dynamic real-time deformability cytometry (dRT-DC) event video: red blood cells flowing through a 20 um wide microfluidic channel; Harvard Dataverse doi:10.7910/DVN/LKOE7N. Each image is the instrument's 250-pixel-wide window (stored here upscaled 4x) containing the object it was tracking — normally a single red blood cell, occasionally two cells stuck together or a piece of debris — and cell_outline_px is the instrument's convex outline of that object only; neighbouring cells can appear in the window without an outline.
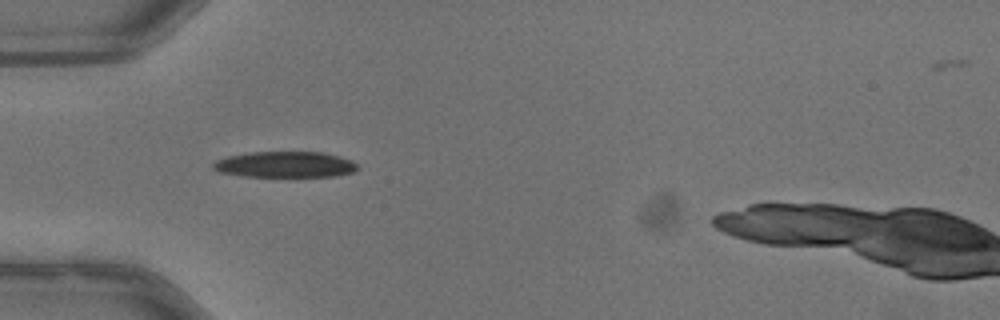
{"species": "common noctule bat (a hibernating species)", "species_latin": "Nyctalus noctula", "temperature_condition": "warm", "stored_images_in_passage": 7, "camera_frame_rate_fps": 3000, "um_per_image_px": 0.085, "animal": {"sex": "male", "body_mass_g": 13.3}, "frame": {"image": 1, "passage_image": 1, "time_ms": 0.0, "image_size_px": [1000, 320], "cell_outline_px": [[360, 168], [356, 172], [336, 176], [244, 176], [216, 172], [212, 168], [212, 164], [216, 160], [228, 156], [252, 152], [324, 152], [340, 156], [352, 160]], "centroid_in_image_um": [24.26, 13.98], "position_along_channel_um": 60.7, "area_um2": 22.02}}
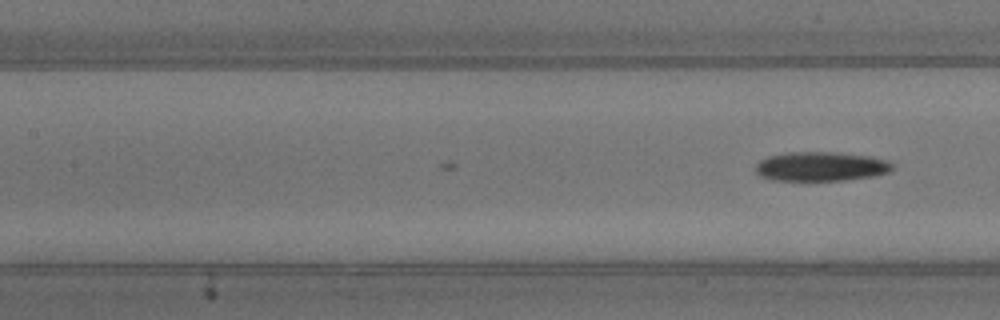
{"frame": {"image": 2, "passage_image": 7, "time_ms": 2.0, "image_size_px": [1000, 320], "cell_outline_px": [[896, 168], [888, 172], [872, 176], [844, 180], [772, 180], [760, 176], [756, 172], [756, 164], [760, 160], [768, 156], [788, 152], [836, 152], [868, 156], [888, 160], [896, 164]], "centroid_in_image_um": [69.81, 14.14], "position_along_channel_um": 137.6, "area_um2": 23.47}}